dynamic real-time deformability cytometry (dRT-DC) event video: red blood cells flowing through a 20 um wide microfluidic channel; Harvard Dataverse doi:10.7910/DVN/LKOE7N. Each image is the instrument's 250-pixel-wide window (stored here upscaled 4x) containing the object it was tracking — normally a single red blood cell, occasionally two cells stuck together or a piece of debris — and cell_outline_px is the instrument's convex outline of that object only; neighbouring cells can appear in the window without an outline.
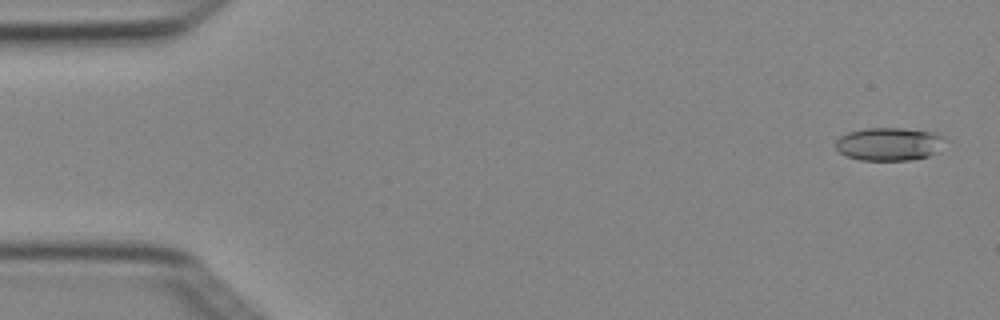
{"species": "Egyptian fruit bat (a non-hibernating species)", "species_latin": "Rousettus aegyptiacus", "temperature_condition": "cold", "stored_images_in_passage": 6, "camera_frame_rate_fps": 3000, "um_per_image_px": 0.085, "animal": {"sex": "female"}, "frame": {"image": 1, "passage_image": 1, "time_ms": 0.0, "image_size_px": [1000, 320], "cell_outline_px": [[948, 136], [936, 152], [928, 156], [908, 160], [860, 160], [848, 156], [840, 152], [836, 148], [836, 140], [840, 136], [848, 132], [864, 128], [904, 128], [940, 132]], "centroid_in_image_um": [75.62, 12.22], "position_along_channel_um": 9.4, "area_um2": 21.33}}
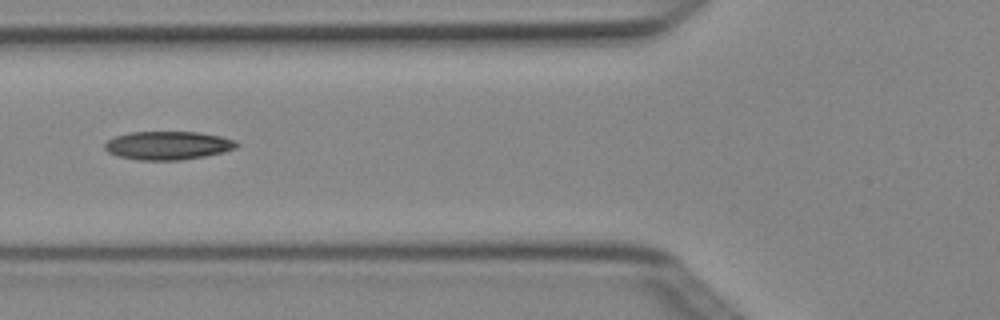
{"frame": {"image": 2, "passage_image": 5, "time_ms": 1.333, "image_size_px": [1000, 320], "cell_outline_px": [[240, 144], [236, 148], [224, 152], [204, 156], [180, 160], [136, 160], [116, 156], [108, 152], [104, 148], [104, 144], [112, 136], [128, 132], [196, 132], [220, 136], [236, 140]], "centroid_in_image_um": [14.24, 12.36], "position_along_channel_um": 111.6, "area_um2": 22.08}}
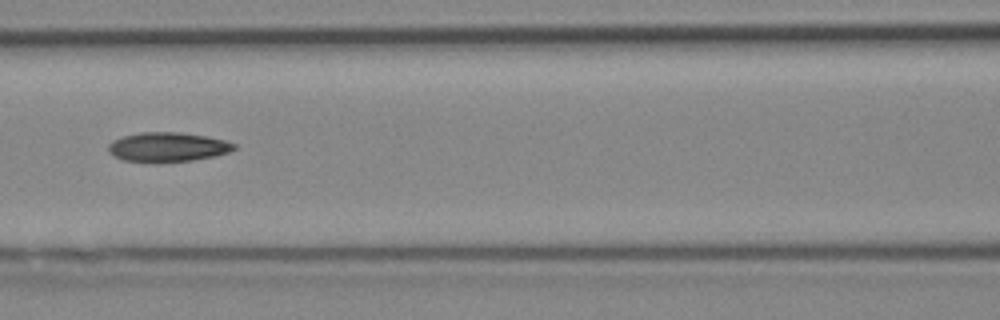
{"frame": {"image": 3, "passage_image": 6, "time_ms": 1.667, "image_size_px": [1000, 320], "cell_outline_px": [[236, 148], [228, 152], [216, 156], [192, 160], [156, 164], [124, 160], [112, 156], [108, 152], [108, 144], [112, 140], [124, 136], [140, 132], [180, 132], [204, 136], [224, 140], [236, 144]], "centroid_in_image_um": [14.2, 12.52], "position_along_channel_um": 152.4, "area_um2": 21.96}}